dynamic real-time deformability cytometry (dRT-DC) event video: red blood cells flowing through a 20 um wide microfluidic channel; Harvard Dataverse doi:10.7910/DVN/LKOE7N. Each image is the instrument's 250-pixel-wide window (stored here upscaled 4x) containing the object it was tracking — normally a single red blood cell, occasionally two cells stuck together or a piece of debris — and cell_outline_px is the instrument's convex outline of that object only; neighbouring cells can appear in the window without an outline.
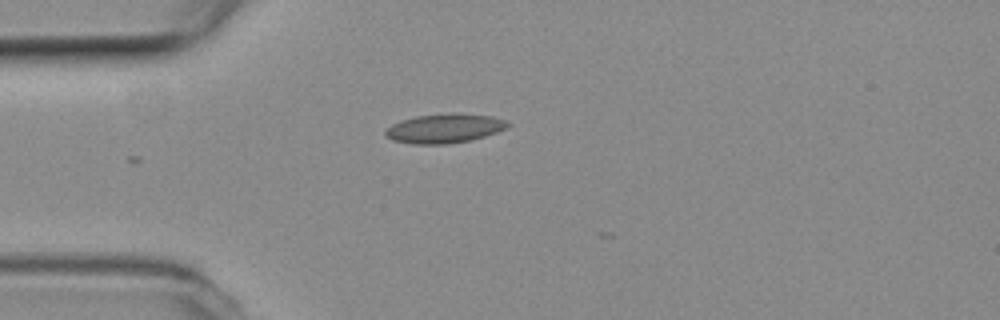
{"species": "common noctule bat (a hibernating species)", "species_latin": "Nyctalus noctula", "temperature_condition": "room temperature", "stored_images_in_passage": 2, "camera_frame_rate_fps": 3000, "um_per_image_px": 0.085, "animal": {"sex": "female", "body_mass_g": 19.3, "forearm_length_mm": 54.1}, "frame": {"image": 1, "passage_image": 1, "time_ms": 0.0, "image_size_px": [1000, 320], "cell_outline_px": [[508, 124], [504, 128], [496, 132], [484, 136], [468, 140], [448, 144], [412, 144], [392, 140], [384, 136], [384, 132], [392, 124], [416, 116], [452, 112], [492, 116], [504, 120]], "centroid_in_image_um": [37.73, 10.91], "position_along_channel_um": 47.3, "area_um2": 20.63}}